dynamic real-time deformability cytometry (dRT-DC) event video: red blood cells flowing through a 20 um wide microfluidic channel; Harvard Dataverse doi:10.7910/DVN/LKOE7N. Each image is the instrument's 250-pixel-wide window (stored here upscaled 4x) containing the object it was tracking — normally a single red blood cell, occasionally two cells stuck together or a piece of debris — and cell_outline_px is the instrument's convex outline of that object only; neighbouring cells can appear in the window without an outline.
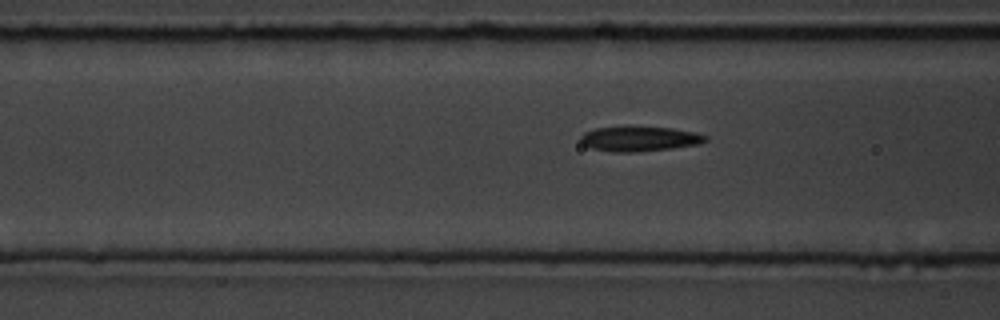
{"species": "common noctule bat (a hibernating species)", "species_latin": "Nyctalus noctula", "temperature_condition": "room temperature", "stored_images_in_passage": 9, "segment_of_instrument_passage": [2, 2], "camera_frame_rate_fps": 3000, "um_per_image_px": 0.085, "animal": {"sex": "male", "body_mass_g": 19.5, "forearm_length_mm": 54.6}, "frame": {"image": 1, "passage_image": 9, "time_ms": 9.0, "image_size_px": [1000, 320], "cell_outline_px": [[708, 140], [700, 144], [672, 148], [636, 152], [612, 152], [592, 148], [584, 144], [580, 140], [580, 136], [584, 132], [596, 128], [624, 124], [628, 124], [672, 128], [696, 132], [708, 136]], "centroid_in_image_um": [54.36, 11.75], "position_along_channel_um": 112.2, "area_um2": 18.9}}